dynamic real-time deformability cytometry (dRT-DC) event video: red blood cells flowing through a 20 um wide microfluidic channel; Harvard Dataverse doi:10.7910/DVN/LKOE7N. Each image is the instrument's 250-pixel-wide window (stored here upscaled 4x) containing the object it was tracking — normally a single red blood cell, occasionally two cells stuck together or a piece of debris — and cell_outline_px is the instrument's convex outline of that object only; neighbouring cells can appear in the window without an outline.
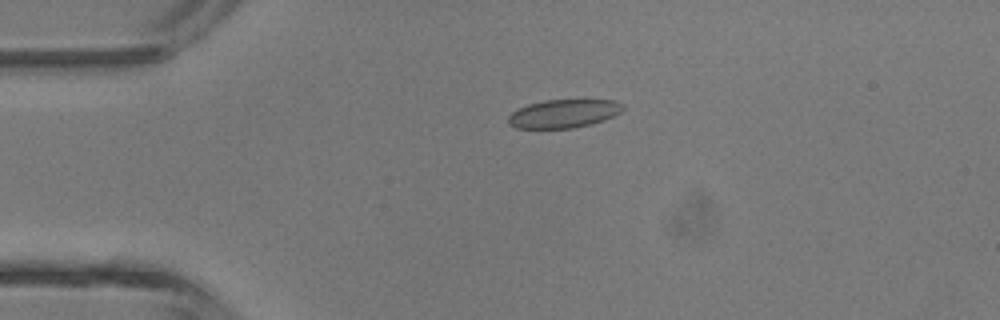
{"species": "common noctule bat (a hibernating species)", "species_latin": "Nyctalus noctula", "temperature_condition": "room temperature", "stored_images_in_passage": 4, "camera_frame_rate_fps": 3000, "um_per_image_px": 0.085, "animal": {"sex": "male", "body_mass_g": 13.3}, "frame": {"image": 1, "passage_image": 3, "time_ms": 2.333, "image_size_px": [1000, 320], "cell_outline_px": [[624, 108], [620, 112], [604, 120], [592, 124], [572, 128], [516, 128], [508, 124], [508, 116], [512, 112], [528, 104], [544, 100], [612, 100], [624, 104]], "centroid_in_image_um": [47.9, 9.66], "position_along_channel_um": 37.1, "area_um2": 18.9}}